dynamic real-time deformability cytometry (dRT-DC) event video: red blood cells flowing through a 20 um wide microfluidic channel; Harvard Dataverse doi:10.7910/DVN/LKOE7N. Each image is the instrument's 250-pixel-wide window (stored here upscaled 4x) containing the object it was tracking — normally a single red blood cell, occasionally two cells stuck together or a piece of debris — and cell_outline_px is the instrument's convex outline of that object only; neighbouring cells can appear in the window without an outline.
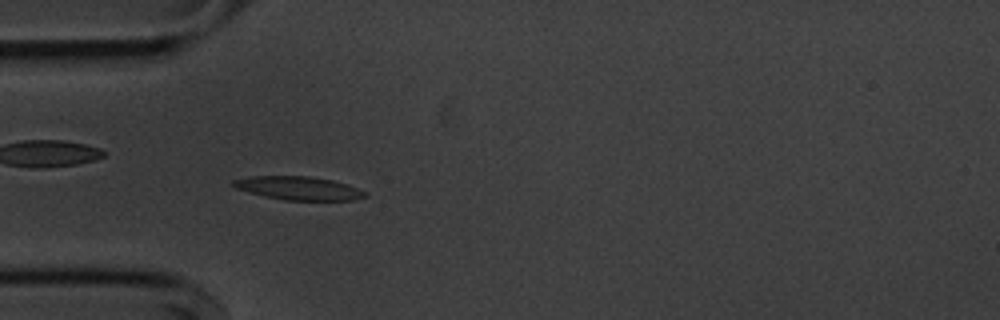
{"species": "common noctule bat (a hibernating species)", "species_latin": "Nyctalus noctula", "temperature_condition": "cold", "stored_images_in_passage": 54, "camera_frame_rate_fps": 3000, "um_per_image_px": 0.085, "animal": {"sex": "male", "body_mass_g": 20.1, "forearm_length_mm": 53.5}, "frame": {"image": 1, "passage_image": 15, "time_ms": 4.667, "image_size_px": [1000, 320], "cell_outline_px": [[368, 196], [352, 200], [284, 200], [264, 196], [248, 192], [236, 188], [232, 184], [232, 180], [248, 176], [308, 176], [332, 180], [348, 184], [368, 192]], "centroid_in_image_um": [25.4, 15.99], "position_along_channel_um": 59.6, "area_um2": 18.09}}
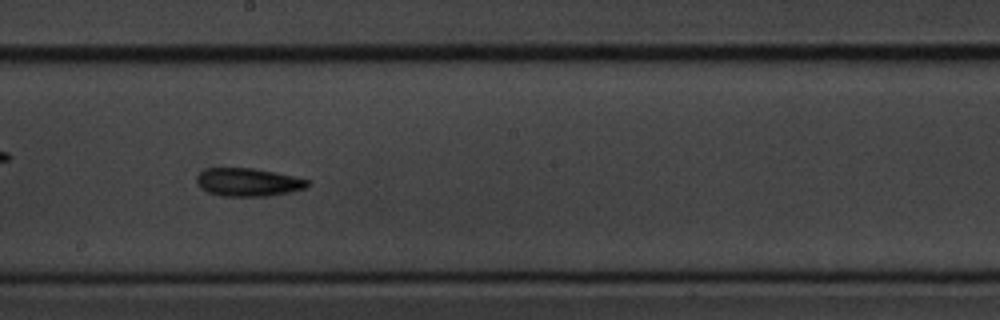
{"frame": {"image": 2, "passage_image": 29, "time_ms": 9.333, "image_size_px": [1000, 320], "cell_outline_px": [[308, 184], [304, 188], [292, 192], [268, 196], [224, 196], [208, 192], [196, 180], [200, 172], [208, 168], [252, 168], [276, 172], [308, 180]], "centroid_in_image_um": [21.12, 15.48], "position_along_channel_um": 227.1, "area_um2": 17.86}}
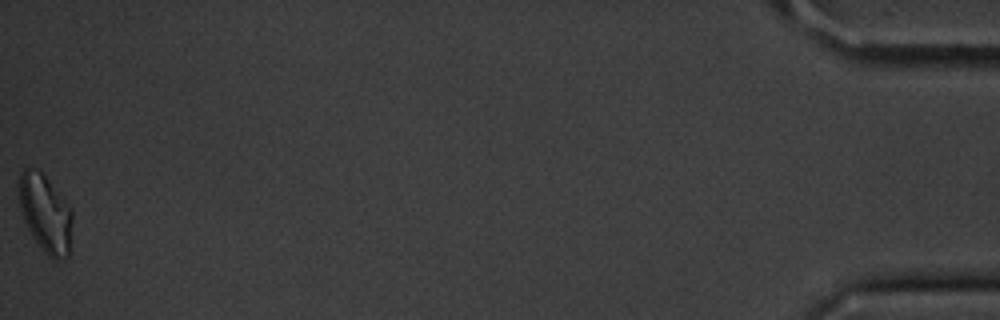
{"frame": {"image": 3, "passage_image": 54, "time_ms": 17.667, "image_size_px": [1000, 320], "cell_outline_px": [[72, 220], [68, 256], [64, 260], [52, 260], [44, 252], [32, 236], [24, 224], [20, 208], [20, 172], [28, 164], [40, 172], [44, 176], [72, 208]], "centroid_in_image_um": [3.86, 18.17], "position_along_channel_um": 431.3, "area_um2": 24.22}, "authors_computed_cell_mechanics": {"area_um2": 17.5712, "velocity_mm_per_s": 3.6324, "shape_relaxation_time_tau1_ms": 5.8282, "shape_relaxation_time_tau2_ms": null, "deformation_change_tau1": 0.1372, "deformation_change_tau2": null}}